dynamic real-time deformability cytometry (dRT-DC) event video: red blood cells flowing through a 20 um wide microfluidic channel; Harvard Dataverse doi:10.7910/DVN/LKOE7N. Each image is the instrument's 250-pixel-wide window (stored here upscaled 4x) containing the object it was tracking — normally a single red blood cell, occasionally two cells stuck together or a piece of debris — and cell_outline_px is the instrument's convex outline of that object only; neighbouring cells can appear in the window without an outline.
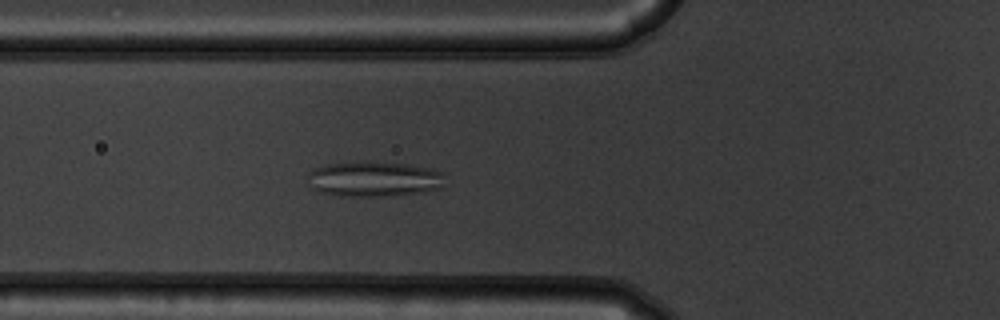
{"species": "common noctule bat (a hibernating species)", "species_latin": "Nyctalus noctula", "temperature_condition": "warm", "stored_images_in_passage": 41, "camera_frame_rate_fps": 3000, "um_per_image_px": 0.085, "animal": {"sex": "male", "body_mass_g": 19.5, "forearm_length_mm": 54.6}, "frame": {"image": 1, "passage_image": 7, "time_ms": 2.0, "image_size_px": [1000, 320], "cell_outline_px": [[444, 188], [424, 192], [384, 196], [340, 196], [320, 192], [312, 188], [308, 184], [308, 172], [316, 168], [328, 164], [408, 164], [432, 168], [444, 172]], "centroid_in_image_um": [31.86, 15.26], "position_along_channel_um": 93.9, "area_um2": 27.69}}
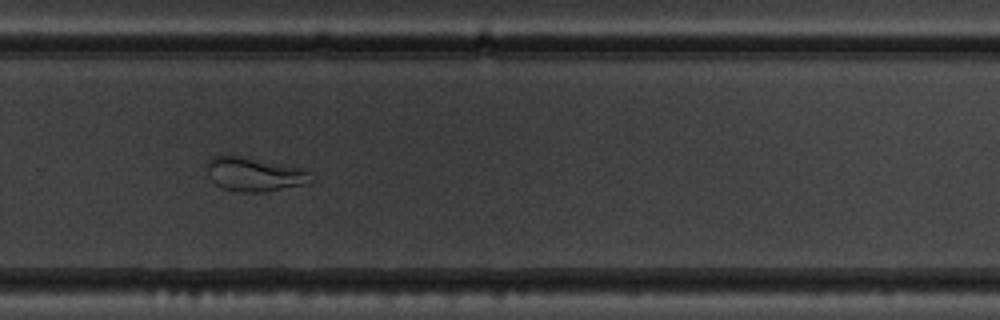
{"frame": {"image": 2, "passage_image": 24, "time_ms": 7.667, "image_size_px": [1000, 320], "cell_outline_px": [[312, 180], [304, 184], [264, 192], [240, 192], [224, 188], [216, 184], [212, 180], [208, 172], [208, 160], [216, 156], [228, 152], [232, 152], [308, 168], [312, 172]], "centroid_in_image_um": [21.68, 14.74], "position_along_channel_um": 308.1, "area_um2": 21.56}}
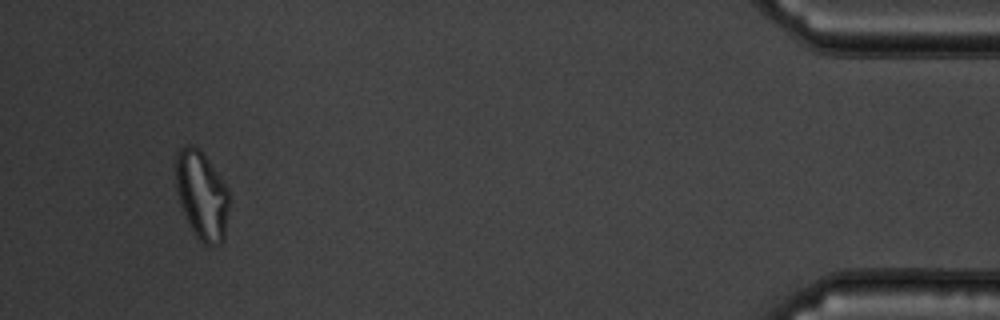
{"frame": {"image": 3, "passage_image": 38, "time_ms": 12.333, "image_size_px": [1000, 320], "cell_outline_px": [[228, 208], [224, 240], [220, 244], [204, 244], [196, 236], [180, 204], [176, 192], [176, 156], [180, 148], [184, 144], [192, 144], [200, 148], [228, 188]], "centroid_in_image_um": [17.14, 16.55], "position_along_channel_um": 418.1, "area_um2": 27.34}, "authors_computed_cell_mechanics": {"area_um2": 25.6632, "velocity_mm_per_s": 3.7915, "shape_relaxation_time_tau1_ms": null, "shape_relaxation_time_tau2_ms": 1.0766, "deformation_change_tau1": null, "deformation_change_tau2": 0.0734}}